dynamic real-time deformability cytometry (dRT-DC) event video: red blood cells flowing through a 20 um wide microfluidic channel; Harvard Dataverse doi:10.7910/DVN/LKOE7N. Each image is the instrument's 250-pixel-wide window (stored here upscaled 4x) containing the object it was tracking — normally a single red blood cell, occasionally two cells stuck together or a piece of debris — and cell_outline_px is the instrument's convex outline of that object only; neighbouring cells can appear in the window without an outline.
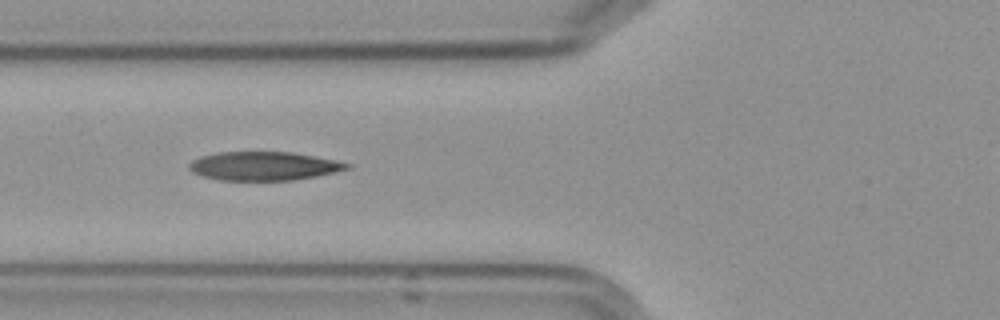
{"species": "Egyptian fruit bat (a non-hibernating species)", "species_latin": "Rousettus aegyptiacus", "temperature_condition": "cold", "stored_images_in_passage": 7, "camera_frame_rate_fps": 3000, "um_per_image_px": 0.085, "frame": {"image": 1, "passage_image": 6, "time_ms": 6.667, "image_size_px": [1000, 320], "cell_outline_px": [[352, 164], [348, 168], [316, 176], [292, 180], [220, 180], [204, 176], [192, 172], [188, 168], [188, 164], [192, 160], [200, 156], [216, 152], [292, 152]], "centroid_in_image_um": [22.34, 14.11], "position_along_channel_um": 103.5, "area_um2": 26.07}}